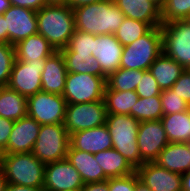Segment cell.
Returning a JSON list of instances; mask_svg holds the SVG:
<instances>
[{
	"label": "cell",
	"mask_w": 190,
	"mask_h": 191,
	"mask_svg": "<svg viewBox=\"0 0 190 191\" xmlns=\"http://www.w3.org/2000/svg\"><path fill=\"white\" fill-rule=\"evenodd\" d=\"M83 186L80 173L67 158L45 164V191H80Z\"/></svg>",
	"instance_id": "7c38bea8"
},
{
	"label": "cell",
	"mask_w": 190,
	"mask_h": 191,
	"mask_svg": "<svg viewBox=\"0 0 190 191\" xmlns=\"http://www.w3.org/2000/svg\"><path fill=\"white\" fill-rule=\"evenodd\" d=\"M67 0H46L47 4H66Z\"/></svg>",
	"instance_id": "816d5d0a"
},
{
	"label": "cell",
	"mask_w": 190,
	"mask_h": 191,
	"mask_svg": "<svg viewBox=\"0 0 190 191\" xmlns=\"http://www.w3.org/2000/svg\"><path fill=\"white\" fill-rule=\"evenodd\" d=\"M14 121L0 116V150L3 152L8 144Z\"/></svg>",
	"instance_id": "ab89813d"
},
{
	"label": "cell",
	"mask_w": 190,
	"mask_h": 191,
	"mask_svg": "<svg viewBox=\"0 0 190 191\" xmlns=\"http://www.w3.org/2000/svg\"><path fill=\"white\" fill-rule=\"evenodd\" d=\"M103 99L107 114L131 115L134 118V105L139 99L136 91H116L106 85Z\"/></svg>",
	"instance_id": "484cf974"
},
{
	"label": "cell",
	"mask_w": 190,
	"mask_h": 191,
	"mask_svg": "<svg viewBox=\"0 0 190 191\" xmlns=\"http://www.w3.org/2000/svg\"><path fill=\"white\" fill-rule=\"evenodd\" d=\"M66 105L62 95L40 91L27 97V116L40 125L60 124L64 122Z\"/></svg>",
	"instance_id": "30bf717a"
},
{
	"label": "cell",
	"mask_w": 190,
	"mask_h": 191,
	"mask_svg": "<svg viewBox=\"0 0 190 191\" xmlns=\"http://www.w3.org/2000/svg\"><path fill=\"white\" fill-rule=\"evenodd\" d=\"M7 183L43 187L45 164L30 153L2 154L0 163Z\"/></svg>",
	"instance_id": "3957f363"
},
{
	"label": "cell",
	"mask_w": 190,
	"mask_h": 191,
	"mask_svg": "<svg viewBox=\"0 0 190 191\" xmlns=\"http://www.w3.org/2000/svg\"><path fill=\"white\" fill-rule=\"evenodd\" d=\"M46 60L22 62L15 58L8 87L29 97L42 91V71Z\"/></svg>",
	"instance_id": "8fae6325"
},
{
	"label": "cell",
	"mask_w": 190,
	"mask_h": 191,
	"mask_svg": "<svg viewBox=\"0 0 190 191\" xmlns=\"http://www.w3.org/2000/svg\"><path fill=\"white\" fill-rule=\"evenodd\" d=\"M106 85L104 77L67 72L65 89L62 96L67 104L103 100Z\"/></svg>",
	"instance_id": "52a82bcc"
},
{
	"label": "cell",
	"mask_w": 190,
	"mask_h": 191,
	"mask_svg": "<svg viewBox=\"0 0 190 191\" xmlns=\"http://www.w3.org/2000/svg\"><path fill=\"white\" fill-rule=\"evenodd\" d=\"M11 6L9 0H0V15H2Z\"/></svg>",
	"instance_id": "681fc988"
},
{
	"label": "cell",
	"mask_w": 190,
	"mask_h": 191,
	"mask_svg": "<svg viewBox=\"0 0 190 191\" xmlns=\"http://www.w3.org/2000/svg\"><path fill=\"white\" fill-rule=\"evenodd\" d=\"M172 91L179 95L190 106V70L185 71L179 76L178 80L171 87Z\"/></svg>",
	"instance_id": "74e56055"
},
{
	"label": "cell",
	"mask_w": 190,
	"mask_h": 191,
	"mask_svg": "<svg viewBox=\"0 0 190 191\" xmlns=\"http://www.w3.org/2000/svg\"><path fill=\"white\" fill-rule=\"evenodd\" d=\"M123 48L114 34L94 35L92 56L107 76L120 68Z\"/></svg>",
	"instance_id": "e0dca14e"
},
{
	"label": "cell",
	"mask_w": 190,
	"mask_h": 191,
	"mask_svg": "<svg viewBox=\"0 0 190 191\" xmlns=\"http://www.w3.org/2000/svg\"><path fill=\"white\" fill-rule=\"evenodd\" d=\"M70 145V134L63 123L40 126L33 155L44 164L66 159Z\"/></svg>",
	"instance_id": "8992f818"
},
{
	"label": "cell",
	"mask_w": 190,
	"mask_h": 191,
	"mask_svg": "<svg viewBox=\"0 0 190 191\" xmlns=\"http://www.w3.org/2000/svg\"><path fill=\"white\" fill-rule=\"evenodd\" d=\"M94 158L109 178L122 177L136 172L131 163L114 148L94 154Z\"/></svg>",
	"instance_id": "d4e9b609"
},
{
	"label": "cell",
	"mask_w": 190,
	"mask_h": 191,
	"mask_svg": "<svg viewBox=\"0 0 190 191\" xmlns=\"http://www.w3.org/2000/svg\"><path fill=\"white\" fill-rule=\"evenodd\" d=\"M38 34H41L56 51L68 46L75 32L73 9L67 4H47L37 11Z\"/></svg>",
	"instance_id": "7a4b0ae2"
},
{
	"label": "cell",
	"mask_w": 190,
	"mask_h": 191,
	"mask_svg": "<svg viewBox=\"0 0 190 191\" xmlns=\"http://www.w3.org/2000/svg\"><path fill=\"white\" fill-rule=\"evenodd\" d=\"M148 70L161 90H165L173 86L185 68L162 52Z\"/></svg>",
	"instance_id": "cb8c5ba5"
},
{
	"label": "cell",
	"mask_w": 190,
	"mask_h": 191,
	"mask_svg": "<svg viewBox=\"0 0 190 191\" xmlns=\"http://www.w3.org/2000/svg\"><path fill=\"white\" fill-rule=\"evenodd\" d=\"M70 163L80 173L84 184L107 180L103 169L94 158V154L74 149L69 145L67 157Z\"/></svg>",
	"instance_id": "7402d4cb"
},
{
	"label": "cell",
	"mask_w": 190,
	"mask_h": 191,
	"mask_svg": "<svg viewBox=\"0 0 190 191\" xmlns=\"http://www.w3.org/2000/svg\"><path fill=\"white\" fill-rule=\"evenodd\" d=\"M104 0H67L66 4L71 8L75 9L77 7L83 6V5H88L96 2H100Z\"/></svg>",
	"instance_id": "ee69618b"
},
{
	"label": "cell",
	"mask_w": 190,
	"mask_h": 191,
	"mask_svg": "<svg viewBox=\"0 0 190 191\" xmlns=\"http://www.w3.org/2000/svg\"><path fill=\"white\" fill-rule=\"evenodd\" d=\"M161 53V27H153L147 34L124 46L120 68L146 71Z\"/></svg>",
	"instance_id": "5b68a950"
},
{
	"label": "cell",
	"mask_w": 190,
	"mask_h": 191,
	"mask_svg": "<svg viewBox=\"0 0 190 191\" xmlns=\"http://www.w3.org/2000/svg\"><path fill=\"white\" fill-rule=\"evenodd\" d=\"M40 126L35 119L29 116L14 121L7 147L2 154L32 152L40 132Z\"/></svg>",
	"instance_id": "2e32d148"
},
{
	"label": "cell",
	"mask_w": 190,
	"mask_h": 191,
	"mask_svg": "<svg viewBox=\"0 0 190 191\" xmlns=\"http://www.w3.org/2000/svg\"><path fill=\"white\" fill-rule=\"evenodd\" d=\"M162 52L190 70V25L184 20L162 24Z\"/></svg>",
	"instance_id": "ba28073f"
},
{
	"label": "cell",
	"mask_w": 190,
	"mask_h": 191,
	"mask_svg": "<svg viewBox=\"0 0 190 191\" xmlns=\"http://www.w3.org/2000/svg\"><path fill=\"white\" fill-rule=\"evenodd\" d=\"M109 191H135V173L109 178Z\"/></svg>",
	"instance_id": "f35d334b"
},
{
	"label": "cell",
	"mask_w": 190,
	"mask_h": 191,
	"mask_svg": "<svg viewBox=\"0 0 190 191\" xmlns=\"http://www.w3.org/2000/svg\"><path fill=\"white\" fill-rule=\"evenodd\" d=\"M135 191H151L144 183H142L135 172Z\"/></svg>",
	"instance_id": "7dc6e473"
},
{
	"label": "cell",
	"mask_w": 190,
	"mask_h": 191,
	"mask_svg": "<svg viewBox=\"0 0 190 191\" xmlns=\"http://www.w3.org/2000/svg\"><path fill=\"white\" fill-rule=\"evenodd\" d=\"M168 143L161 120L140 122L137 144L141 156V166L145 162H154Z\"/></svg>",
	"instance_id": "5bb4252c"
},
{
	"label": "cell",
	"mask_w": 190,
	"mask_h": 191,
	"mask_svg": "<svg viewBox=\"0 0 190 191\" xmlns=\"http://www.w3.org/2000/svg\"><path fill=\"white\" fill-rule=\"evenodd\" d=\"M5 191H45L43 187L21 186L8 183Z\"/></svg>",
	"instance_id": "7bdbcfd3"
},
{
	"label": "cell",
	"mask_w": 190,
	"mask_h": 191,
	"mask_svg": "<svg viewBox=\"0 0 190 191\" xmlns=\"http://www.w3.org/2000/svg\"><path fill=\"white\" fill-rule=\"evenodd\" d=\"M80 191H109V179L100 182L86 183Z\"/></svg>",
	"instance_id": "b9f144b4"
},
{
	"label": "cell",
	"mask_w": 190,
	"mask_h": 191,
	"mask_svg": "<svg viewBox=\"0 0 190 191\" xmlns=\"http://www.w3.org/2000/svg\"><path fill=\"white\" fill-rule=\"evenodd\" d=\"M0 43H8V34L6 33L5 18L0 15Z\"/></svg>",
	"instance_id": "f6af8a7d"
},
{
	"label": "cell",
	"mask_w": 190,
	"mask_h": 191,
	"mask_svg": "<svg viewBox=\"0 0 190 191\" xmlns=\"http://www.w3.org/2000/svg\"><path fill=\"white\" fill-rule=\"evenodd\" d=\"M107 110L103 100L67 104L63 125L71 135L80 130L91 129L106 124Z\"/></svg>",
	"instance_id": "9c48e42d"
},
{
	"label": "cell",
	"mask_w": 190,
	"mask_h": 191,
	"mask_svg": "<svg viewBox=\"0 0 190 191\" xmlns=\"http://www.w3.org/2000/svg\"><path fill=\"white\" fill-rule=\"evenodd\" d=\"M144 70L119 68L111 73L107 80V86L116 91H135Z\"/></svg>",
	"instance_id": "f546056e"
},
{
	"label": "cell",
	"mask_w": 190,
	"mask_h": 191,
	"mask_svg": "<svg viewBox=\"0 0 190 191\" xmlns=\"http://www.w3.org/2000/svg\"><path fill=\"white\" fill-rule=\"evenodd\" d=\"M125 17L148 23L152 28L162 25L161 10L148 0H113Z\"/></svg>",
	"instance_id": "ffe728a7"
},
{
	"label": "cell",
	"mask_w": 190,
	"mask_h": 191,
	"mask_svg": "<svg viewBox=\"0 0 190 191\" xmlns=\"http://www.w3.org/2000/svg\"><path fill=\"white\" fill-rule=\"evenodd\" d=\"M154 162L171 172L184 174L190 170V149L188 143L169 142Z\"/></svg>",
	"instance_id": "44dd1931"
},
{
	"label": "cell",
	"mask_w": 190,
	"mask_h": 191,
	"mask_svg": "<svg viewBox=\"0 0 190 191\" xmlns=\"http://www.w3.org/2000/svg\"><path fill=\"white\" fill-rule=\"evenodd\" d=\"M14 47L16 59L22 62L46 60L56 52L53 46L38 33L25 38Z\"/></svg>",
	"instance_id": "603a6c76"
},
{
	"label": "cell",
	"mask_w": 190,
	"mask_h": 191,
	"mask_svg": "<svg viewBox=\"0 0 190 191\" xmlns=\"http://www.w3.org/2000/svg\"><path fill=\"white\" fill-rule=\"evenodd\" d=\"M163 115L176 114L190 109V106L172 91V89L162 90L160 94Z\"/></svg>",
	"instance_id": "d590c367"
},
{
	"label": "cell",
	"mask_w": 190,
	"mask_h": 191,
	"mask_svg": "<svg viewBox=\"0 0 190 191\" xmlns=\"http://www.w3.org/2000/svg\"><path fill=\"white\" fill-rule=\"evenodd\" d=\"M148 1L153 2L161 10L166 0H148Z\"/></svg>",
	"instance_id": "f907efd6"
},
{
	"label": "cell",
	"mask_w": 190,
	"mask_h": 191,
	"mask_svg": "<svg viewBox=\"0 0 190 191\" xmlns=\"http://www.w3.org/2000/svg\"><path fill=\"white\" fill-rule=\"evenodd\" d=\"M12 6L25 7L34 11H39L43 6L47 5L46 0H9Z\"/></svg>",
	"instance_id": "60d3db41"
},
{
	"label": "cell",
	"mask_w": 190,
	"mask_h": 191,
	"mask_svg": "<svg viewBox=\"0 0 190 191\" xmlns=\"http://www.w3.org/2000/svg\"><path fill=\"white\" fill-rule=\"evenodd\" d=\"M66 63L61 51L54 52L46 58L42 71V91L62 95L66 83Z\"/></svg>",
	"instance_id": "d6986e66"
},
{
	"label": "cell",
	"mask_w": 190,
	"mask_h": 191,
	"mask_svg": "<svg viewBox=\"0 0 190 191\" xmlns=\"http://www.w3.org/2000/svg\"><path fill=\"white\" fill-rule=\"evenodd\" d=\"M151 29L148 23L126 17L114 35L123 46H127Z\"/></svg>",
	"instance_id": "4dcf8cb0"
},
{
	"label": "cell",
	"mask_w": 190,
	"mask_h": 191,
	"mask_svg": "<svg viewBox=\"0 0 190 191\" xmlns=\"http://www.w3.org/2000/svg\"><path fill=\"white\" fill-rule=\"evenodd\" d=\"M0 116L12 121L27 116V97L8 86L0 87Z\"/></svg>",
	"instance_id": "83f0119b"
},
{
	"label": "cell",
	"mask_w": 190,
	"mask_h": 191,
	"mask_svg": "<svg viewBox=\"0 0 190 191\" xmlns=\"http://www.w3.org/2000/svg\"><path fill=\"white\" fill-rule=\"evenodd\" d=\"M182 191H190V170L182 174Z\"/></svg>",
	"instance_id": "bcb514c9"
},
{
	"label": "cell",
	"mask_w": 190,
	"mask_h": 191,
	"mask_svg": "<svg viewBox=\"0 0 190 191\" xmlns=\"http://www.w3.org/2000/svg\"><path fill=\"white\" fill-rule=\"evenodd\" d=\"M184 21H185L188 25H190V15H188V16L184 19Z\"/></svg>",
	"instance_id": "f5cc1de1"
},
{
	"label": "cell",
	"mask_w": 190,
	"mask_h": 191,
	"mask_svg": "<svg viewBox=\"0 0 190 191\" xmlns=\"http://www.w3.org/2000/svg\"><path fill=\"white\" fill-rule=\"evenodd\" d=\"M70 145L77 150L96 154L112 148V140L106 124L80 130L70 135Z\"/></svg>",
	"instance_id": "ac0fdd59"
},
{
	"label": "cell",
	"mask_w": 190,
	"mask_h": 191,
	"mask_svg": "<svg viewBox=\"0 0 190 191\" xmlns=\"http://www.w3.org/2000/svg\"><path fill=\"white\" fill-rule=\"evenodd\" d=\"M163 109L160 96L150 98L139 97L134 105V118L139 122L161 120Z\"/></svg>",
	"instance_id": "1f68e13d"
},
{
	"label": "cell",
	"mask_w": 190,
	"mask_h": 191,
	"mask_svg": "<svg viewBox=\"0 0 190 191\" xmlns=\"http://www.w3.org/2000/svg\"><path fill=\"white\" fill-rule=\"evenodd\" d=\"M61 53L65 59L67 72L91 74L104 77L107 80L108 76L102 71L100 64L92 55L76 54L75 52Z\"/></svg>",
	"instance_id": "f1b7e54d"
},
{
	"label": "cell",
	"mask_w": 190,
	"mask_h": 191,
	"mask_svg": "<svg viewBox=\"0 0 190 191\" xmlns=\"http://www.w3.org/2000/svg\"><path fill=\"white\" fill-rule=\"evenodd\" d=\"M7 184L8 183L6 182L2 167L0 165V191H5Z\"/></svg>",
	"instance_id": "c3c4849f"
},
{
	"label": "cell",
	"mask_w": 190,
	"mask_h": 191,
	"mask_svg": "<svg viewBox=\"0 0 190 191\" xmlns=\"http://www.w3.org/2000/svg\"><path fill=\"white\" fill-rule=\"evenodd\" d=\"M75 29L93 35L115 34L126 18L113 0H104L73 9Z\"/></svg>",
	"instance_id": "6da1fadb"
},
{
	"label": "cell",
	"mask_w": 190,
	"mask_h": 191,
	"mask_svg": "<svg viewBox=\"0 0 190 191\" xmlns=\"http://www.w3.org/2000/svg\"><path fill=\"white\" fill-rule=\"evenodd\" d=\"M8 44L15 46L38 33L37 12L25 7L10 6L3 14Z\"/></svg>",
	"instance_id": "4fadbf2b"
},
{
	"label": "cell",
	"mask_w": 190,
	"mask_h": 191,
	"mask_svg": "<svg viewBox=\"0 0 190 191\" xmlns=\"http://www.w3.org/2000/svg\"><path fill=\"white\" fill-rule=\"evenodd\" d=\"M136 93L141 98H150L153 96H160L162 90L153 75L146 70L143 76L140 77L139 84L136 88Z\"/></svg>",
	"instance_id": "8d00e7d4"
},
{
	"label": "cell",
	"mask_w": 190,
	"mask_h": 191,
	"mask_svg": "<svg viewBox=\"0 0 190 191\" xmlns=\"http://www.w3.org/2000/svg\"><path fill=\"white\" fill-rule=\"evenodd\" d=\"M94 35L80 30H75L71 36L68 46L61 49V52H75L76 54L92 55Z\"/></svg>",
	"instance_id": "836d02e7"
},
{
	"label": "cell",
	"mask_w": 190,
	"mask_h": 191,
	"mask_svg": "<svg viewBox=\"0 0 190 191\" xmlns=\"http://www.w3.org/2000/svg\"><path fill=\"white\" fill-rule=\"evenodd\" d=\"M136 173L151 191H182V175L162 168L155 162H145L136 168Z\"/></svg>",
	"instance_id": "9a60e30c"
},
{
	"label": "cell",
	"mask_w": 190,
	"mask_h": 191,
	"mask_svg": "<svg viewBox=\"0 0 190 191\" xmlns=\"http://www.w3.org/2000/svg\"><path fill=\"white\" fill-rule=\"evenodd\" d=\"M15 58V47L0 43V87L8 85Z\"/></svg>",
	"instance_id": "e575fe53"
},
{
	"label": "cell",
	"mask_w": 190,
	"mask_h": 191,
	"mask_svg": "<svg viewBox=\"0 0 190 191\" xmlns=\"http://www.w3.org/2000/svg\"><path fill=\"white\" fill-rule=\"evenodd\" d=\"M169 142H190V109L176 114L161 117Z\"/></svg>",
	"instance_id": "4316f807"
},
{
	"label": "cell",
	"mask_w": 190,
	"mask_h": 191,
	"mask_svg": "<svg viewBox=\"0 0 190 191\" xmlns=\"http://www.w3.org/2000/svg\"><path fill=\"white\" fill-rule=\"evenodd\" d=\"M112 148L124 156L136 169L141 166V156L137 144L140 122L131 115L107 114Z\"/></svg>",
	"instance_id": "277c9868"
},
{
	"label": "cell",
	"mask_w": 190,
	"mask_h": 191,
	"mask_svg": "<svg viewBox=\"0 0 190 191\" xmlns=\"http://www.w3.org/2000/svg\"><path fill=\"white\" fill-rule=\"evenodd\" d=\"M1 158H2V151L0 150V163H1Z\"/></svg>",
	"instance_id": "db71d44e"
},
{
	"label": "cell",
	"mask_w": 190,
	"mask_h": 191,
	"mask_svg": "<svg viewBox=\"0 0 190 191\" xmlns=\"http://www.w3.org/2000/svg\"><path fill=\"white\" fill-rule=\"evenodd\" d=\"M188 15H190V0H166L161 8L162 24L184 20Z\"/></svg>",
	"instance_id": "d6a6232c"
}]
</instances>
